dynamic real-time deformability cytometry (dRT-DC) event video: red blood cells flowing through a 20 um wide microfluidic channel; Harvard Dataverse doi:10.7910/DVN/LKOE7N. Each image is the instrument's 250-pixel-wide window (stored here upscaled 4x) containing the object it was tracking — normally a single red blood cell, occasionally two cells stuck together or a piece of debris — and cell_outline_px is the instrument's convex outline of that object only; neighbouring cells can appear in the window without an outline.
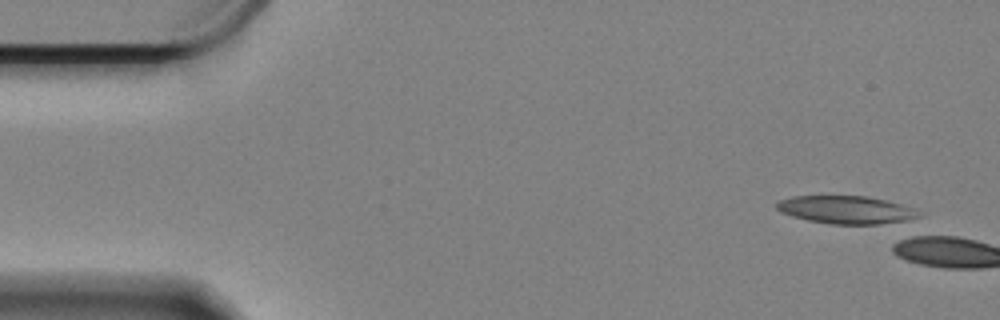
{"species": "Egyptian fruit bat (a non-hibernating species)", "species_latin": "Rousettus aegyptiacus", "temperature_condition": "cold", "stored_images_in_passage": 2, "camera_frame_rate_fps": 3000, "um_per_image_px": 0.085, "animal": {"sex": "female"}, "frame": {"image": 1, "passage_image": 1, "time_ms": 0.0, "image_size_px": [1000, 320], "cell_outline_px": [[920, 216], [912, 220], [880, 224], [832, 224], [808, 220], [792, 216], [776, 208], [776, 204], [780, 200], [792, 196], [868, 196], [900, 204], [912, 208]], "centroid_in_image_um": [71.92, 17.83], "position_along_channel_um": 13.1, "area_um2": 22.83}}